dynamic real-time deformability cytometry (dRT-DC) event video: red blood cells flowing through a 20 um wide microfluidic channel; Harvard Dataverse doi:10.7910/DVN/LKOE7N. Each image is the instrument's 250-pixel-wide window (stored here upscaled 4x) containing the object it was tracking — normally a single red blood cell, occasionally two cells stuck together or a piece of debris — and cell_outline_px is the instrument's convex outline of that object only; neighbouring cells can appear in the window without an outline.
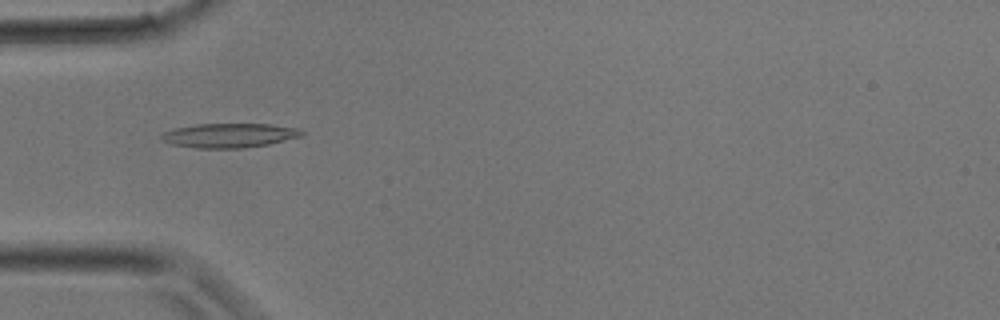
{"species": "common noctule bat (a hibernating species)", "species_latin": "Nyctalus noctula", "temperature_condition": "room temperature", "stored_images_in_passage": 25, "camera_frame_rate_fps": 3000, "um_per_image_px": 0.085, "animal": {"sex": "male", "body_mass_g": 17.9}, "frame": {"image": 1, "passage_image": 3, "time_ms": 0.667, "image_size_px": [1000, 320], "cell_outline_px": [[304, 136], [268, 144], [244, 148], [196, 148], [172, 144], [160, 140], [160, 136], [164, 132], [176, 128], [196, 124], [272, 124], [300, 128], [304, 132]], "centroid_in_image_um": [19.53, 11.51], "position_along_channel_um": 65.5, "area_um2": 20.0}}
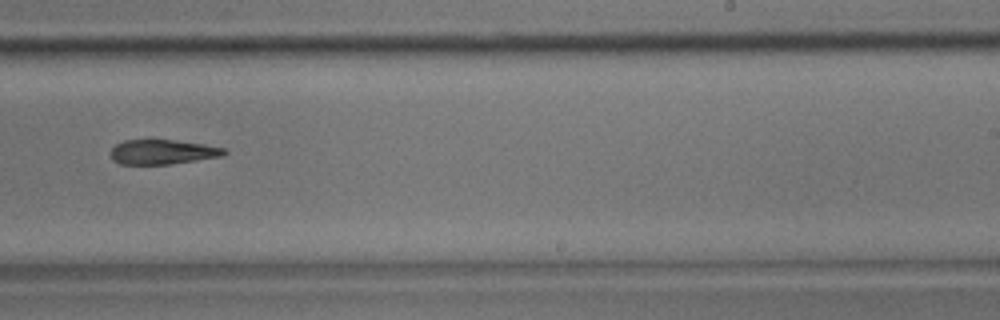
{"frame": {"image": 2, "passage_image": 13, "time_ms": 4.0, "image_size_px": [1000, 320], "cell_outline_px": [[228, 152], [224, 156], [172, 164], [120, 164], [112, 160], [112, 148], [116, 144], [124, 140], [172, 140], [204, 144], [228, 148]], "centroid_in_image_um": [13.88, 12.92], "position_along_channel_um": 275.1, "area_um2": 16.42}}
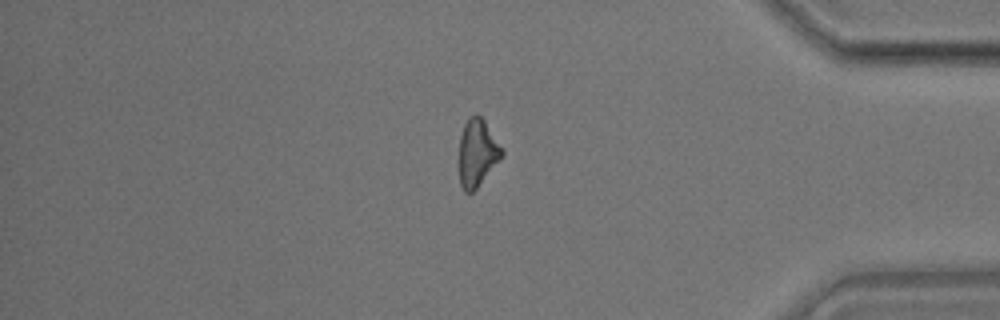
{"frame": {"image": 3, "passage_image": 20, "time_ms": 6.333, "image_size_px": [1000, 320], "cell_outline_px": [[504, 156], [476, 188], [472, 192], [464, 192], [460, 184], [460, 136], [464, 124], [468, 116], [480, 116], [484, 120], [504, 148]], "centroid_in_image_um": [40.6, 12.98], "position_along_channel_um": 394.6, "area_um2": 16.76}}